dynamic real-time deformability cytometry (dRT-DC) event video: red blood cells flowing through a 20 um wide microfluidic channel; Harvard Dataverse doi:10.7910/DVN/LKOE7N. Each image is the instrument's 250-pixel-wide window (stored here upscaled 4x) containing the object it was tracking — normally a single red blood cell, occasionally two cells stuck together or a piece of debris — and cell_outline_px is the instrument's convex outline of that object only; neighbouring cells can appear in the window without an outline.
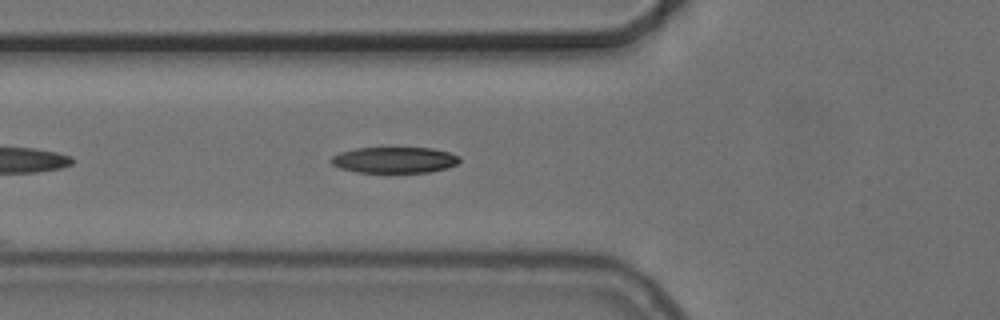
{"species": "common noctule bat (a hibernating species)", "species_latin": "Nyctalus noctula", "temperature_condition": "cold", "stored_images_in_passage": 39, "camera_frame_rate_fps": 3000, "um_per_image_px": 0.085, "animal": {"sex": "female", "body_mass_g": 24.6, "forearm_length_mm": 56.2}, "frame": {"image": 1, "passage_image": 6, "time_ms": 1.667, "image_size_px": [1000, 320], "cell_outline_px": [[460, 160], [456, 164], [448, 168], [428, 172], [356, 172], [340, 168], [332, 164], [328, 160], [332, 156], [340, 152], [356, 148], [432, 148], [448, 152], [460, 156]], "centroid_in_image_um": [33.51, 13.6], "position_along_channel_um": 92.3, "area_um2": 19.48}}
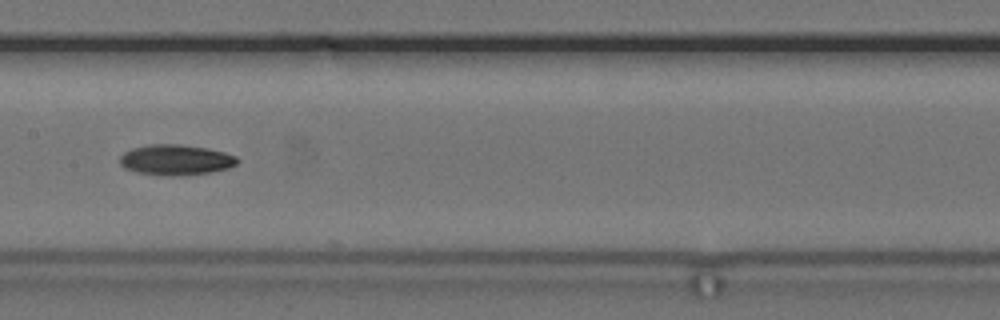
{"frame": {"image": 2, "passage_image": 14, "time_ms": 4.333, "image_size_px": [1000, 320], "cell_outline_px": [[240, 160], [236, 164], [228, 168], [208, 172], [172, 176], [168, 176], [136, 172], [124, 168], [120, 164], [120, 156], [124, 152], [132, 148], [148, 144], [180, 144], [208, 148], [224, 152], [236, 156]], "centroid_in_image_um": [14.92, 13.57], "position_along_channel_um": 192.5, "area_um2": 20.87}}
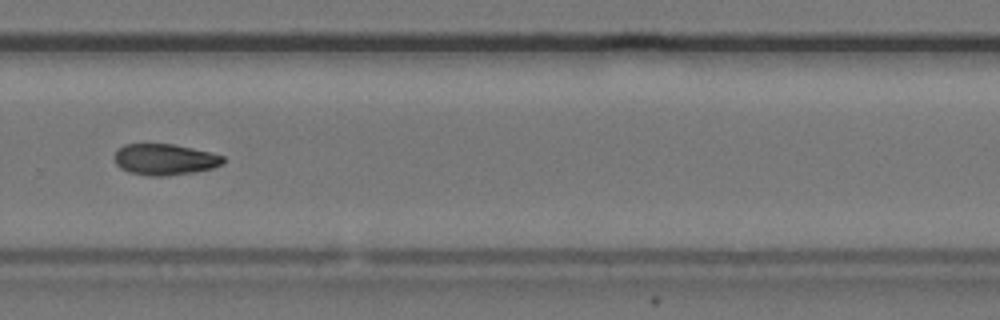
{"frame": {"image": 3, "passage_image": 24, "time_ms": 7.667, "image_size_px": [1000, 320], "cell_outline_px": [[224, 160], [220, 164], [212, 168], [192, 172], [168, 176], [148, 176], [128, 172], [120, 168], [116, 164], [116, 152], [124, 144], [172, 144], [192, 148], [224, 156]], "centroid_in_image_um": [13.98, 13.56], "position_along_channel_um": 315.8, "area_um2": 19.48}, "authors_computed_cell_mechanics": {"area_um2": 20.3456, "velocity_mm_per_s": 3.7267, "shape_relaxation_time_tau1_ms": 2.7595, "shape_relaxation_time_tau2_ms": null, "deformation_change_tau1": 0.1112, "deformation_change_tau2": null}}